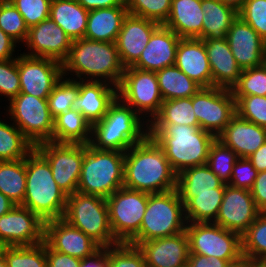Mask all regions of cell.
Returning <instances> with one entry per match:
<instances>
[{"label": "cell", "instance_id": "f1b7e54d", "mask_svg": "<svg viewBox=\"0 0 266 267\" xmlns=\"http://www.w3.org/2000/svg\"><path fill=\"white\" fill-rule=\"evenodd\" d=\"M127 15L126 6L89 10L84 38L115 43Z\"/></svg>", "mask_w": 266, "mask_h": 267}, {"label": "cell", "instance_id": "e575fe53", "mask_svg": "<svg viewBox=\"0 0 266 267\" xmlns=\"http://www.w3.org/2000/svg\"><path fill=\"white\" fill-rule=\"evenodd\" d=\"M225 183L207 164L183 170L177 175L178 193L215 192V188H225Z\"/></svg>", "mask_w": 266, "mask_h": 267}, {"label": "cell", "instance_id": "3957f363", "mask_svg": "<svg viewBox=\"0 0 266 267\" xmlns=\"http://www.w3.org/2000/svg\"><path fill=\"white\" fill-rule=\"evenodd\" d=\"M148 135L165 152L178 175L183 170L207 164L210 147L217 138L199 126L148 124Z\"/></svg>", "mask_w": 266, "mask_h": 267}, {"label": "cell", "instance_id": "5bb4252c", "mask_svg": "<svg viewBox=\"0 0 266 267\" xmlns=\"http://www.w3.org/2000/svg\"><path fill=\"white\" fill-rule=\"evenodd\" d=\"M192 105L199 127L216 137L236 115V100L228 88H201L192 96Z\"/></svg>", "mask_w": 266, "mask_h": 267}, {"label": "cell", "instance_id": "7402d4cb", "mask_svg": "<svg viewBox=\"0 0 266 267\" xmlns=\"http://www.w3.org/2000/svg\"><path fill=\"white\" fill-rule=\"evenodd\" d=\"M146 267H187L189 240L186 231L141 242Z\"/></svg>", "mask_w": 266, "mask_h": 267}, {"label": "cell", "instance_id": "a7ac6f4b", "mask_svg": "<svg viewBox=\"0 0 266 267\" xmlns=\"http://www.w3.org/2000/svg\"><path fill=\"white\" fill-rule=\"evenodd\" d=\"M264 65L266 66V53L264 55Z\"/></svg>", "mask_w": 266, "mask_h": 267}, {"label": "cell", "instance_id": "60d3db41", "mask_svg": "<svg viewBox=\"0 0 266 267\" xmlns=\"http://www.w3.org/2000/svg\"><path fill=\"white\" fill-rule=\"evenodd\" d=\"M78 93L79 80L62 77L47 98L51 116L55 118L59 114L73 109Z\"/></svg>", "mask_w": 266, "mask_h": 267}, {"label": "cell", "instance_id": "11a10c76", "mask_svg": "<svg viewBox=\"0 0 266 267\" xmlns=\"http://www.w3.org/2000/svg\"><path fill=\"white\" fill-rule=\"evenodd\" d=\"M232 264L223 259H219L215 256L206 257L201 254L189 253L187 267H231Z\"/></svg>", "mask_w": 266, "mask_h": 267}, {"label": "cell", "instance_id": "ba28073f", "mask_svg": "<svg viewBox=\"0 0 266 267\" xmlns=\"http://www.w3.org/2000/svg\"><path fill=\"white\" fill-rule=\"evenodd\" d=\"M63 219L102 248L118 244L110 227L107 202L103 197L79 192L68 195Z\"/></svg>", "mask_w": 266, "mask_h": 267}, {"label": "cell", "instance_id": "be15d7a7", "mask_svg": "<svg viewBox=\"0 0 266 267\" xmlns=\"http://www.w3.org/2000/svg\"><path fill=\"white\" fill-rule=\"evenodd\" d=\"M251 266L252 265L250 263L244 260L243 262L236 263L232 265L231 267H251Z\"/></svg>", "mask_w": 266, "mask_h": 267}, {"label": "cell", "instance_id": "4fadbf2b", "mask_svg": "<svg viewBox=\"0 0 266 267\" xmlns=\"http://www.w3.org/2000/svg\"><path fill=\"white\" fill-rule=\"evenodd\" d=\"M35 149L48 161L57 185L68 196L77 192L86 144L43 142Z\"/></svg>", "mask_w": 266, "mask_h": 267}, {"label": "cell", "instance_id": "484cf974", "mask_svg": "<svg viewBox=\"0 0 266 267\" xmlns=\"http://www.w3.org/2000/svg\"><path fill=\"white\" fill-rule=\"evenodd\" d=\"M217 139L233 150L239 158H248L265 143L266 128L244 120L236 114Z\"/></svg>", "mask_w": 266, "mask_h": 267}, {"label": "cell", "instance_id": "cb8c5ba5", "mask_svg": "<svg viewBox=\"0 0 266 267\" xmlns=\"http://www.w3.org/2000/svg\"><path fill=\"white\" fill-rule=\"evenodd\" d=\"M117 87L104 81H80L73 109L80 111L91 125L100 121L117 98Z\"/></svg>", "mask_w": 266, "mask_h": 267}, {"label": "cell", "instance_id": "e7e4bbea", "mask_svg": "<svg viewBox=\"0 0 266 267\" xmlns=\"http://www.w3.org/2000/svg\"><path fill=\"white\" fill-rule=\"evenodd\" d=\"M0 267H8L4 255L2 257H0Z\"/></svg>", "mask_w": 266, "mask_h": 267}, {"label": "cell", "instance_id": "5b68a950", "mask_svg": "<svg viewBox=\"0 0 266 267\" xmlns=\"http://www.w3.org/2000/svg\"><path fill=\"white\" fill-rule=\"evenodd\" d=\"M147 135V122L117 97L105 116L92 125L90 145L98 150L126 152Z\"/></svg>", "mask_w": 266, "mask_h": 267}, {"label": "cell", "instance_id": "d4e9b609", "mask_svg": "<svg viewBox=\"0 0 266 267\" xmlns=\"http://www.w3.org/2000/svg\"><path fill=\"white\" fill-rule=\"evenodd\" d=\"M175 65L202 88L212 87L211 67L203 39L181 38Z\"/></svg>", "mask_w": 266, "mask_h": 267}, {"label": "cell", "instance_id": "d6986e66", "mask_svg": "<svg viewBox=\"0 0 266 267\" xmlns=\"http://www.w3.org/2000/svg\"><path fill=\"white\" fill-rule=\"evenodd\" d=\"M23 47L31 57L51 58L62 63L68 56L72 40L50 17L31 26Z\"/></svg>", "mask_w": 266, "mask_h": 267}, {"label": "cell", "instance_id": "f6af8a7d", "mask_svg": "<svg viewBox=\"0 0 266 267\" xmlns=\"http://www.w3.org/2000/svg\"><path fill=\"white\" fill-rule=\"evenodd\" d=\"M0 28L19 45L26 41L28 26L21 13L10 2H0Z\"/></svg>", "mask_w": 266, "mask_h": 267}, {"label": "cell", "instance_id": "8d00e7d4", "mask_svg": "<svg viewBox=\"0 0 266 267\" xmlns=\"http://www.w3.org/2000/svg\"><path fill=\"white\" fill-rule=\"evenodd\" d=\"M34 149L13 122L0 119V161L25 159Z\"/></svg>", "mask_w": 266, "mask_h": 267}, {"label": "cell", "instance_id": "ffe728a7", "mask_svg": "<svg viewBox=\"0 0 266 267\" xmlns=\"http://www.w3.org/2000/svg\"><path fill=\"white\" fill-rule=\"evenodd\" d=\"M226 39L238 66L242 70L264 64L266 42L239 16L232 22L227 31Z\"/></svg>", "mask_w": 266, "mask_h": 267}, {"label": "cell", "instance_id": "9f6ffc18", "mask_svg": "<svg viewBox=\"0 0 266 267\" xmlns=\"http://www.w3.org/2000/svg\"><path fill=\"white\" fill-rule=\"evenodd\" d=\"M17 45L18 43L0 28V61L17 58L15 53Z\"/></svg>", "mask_w": 266, "mask_h": 267}, {"label": "cell", "instance_id": "83f0119b", "mask_svg": "<svg viewBox=\"0 0 266 267\" xmlns=\"http://www.w3.org/2000/svg\"><path fill=\"white\" fill-rule=\"evenodd\" d=\"M203 17L201 0H172L169 17L163 25L180 38L202 39Z\"/></svg>", "mask_w": 266, "mask_h": 267}, {"label": "cell", "instance_id": "4316f807", "mask_svg": "<svg viewBox=\"0 0 266 267\" xmlns=\"http://www.w3.org/2000/svg\"><path fill=\"white\" fill-rule=\"evenodd\" d=\"M211 67L212 87L232 89L242 69L238 66L226 38L203 39Z\"/></svg>", "mask_w": 266, "mask_h": 267}, {"label": "cell", "instance_id": "f546056e", "mask_svg": "<svg viewBox=\"0 0 266 267\" xmlns=\"http://www.w3.org/2000/svg\"><path fill=\"white\" fill-rule=\"evenodd\" d=\"M88 13L89 10L80 5L77 0H52L49 17L73 41L84 38Z\"/></svg>", "mask_w": 266, "mask_h": 267}, {"label": "cell", "instance_id": "681fc988", "mask_svg": "<svg viewBox=\"0 0 266 267\" xmlns=\"http://www.w3.org/2000/svg\"><path fill=\"white\" fill-rule=\"evenodd\" d=\"M20 93V76L17 58L0 61V96L10 102Z\"/></svg>", "mask_w": 266, "mask_h": 267}, {"label": "cell", "instance_id": "8992f818", "mask_svg": "<svg viewBox=\"0 0 266 267\" xmlns=\"http://www.w3.org/2000/svg\"><path fill=\"white\" fill-rule=\"evenodd\" d=\"M125 152L95 149L86 144L77 192L107 199L123 187Z\"/></svg>", "mask_w": 266, "mask_h": 267}, {"label": "cell", "instance_id": "680465c9", "mask_svg": "<svg viewBox=\"0 0 266 267\" xmlns=\"http://www.w3.org/2000/svg\"><path fill=\"white\" fill-rule=\"evenodd\" d=\"M80 267H107V252L101 248L93 256L81 260Z\"/></svg>", "mask_w": 266, "mask_h": 267}, {"label": "cell", "instance_id": "c3c4849f", "mask_svg": "<svg viewBox=\"0 0 266 267\" xmlns=\"http://www.w3.org/2000/svg\"><path fill=\"white\" fill-rule=\"evenodd\" d=\"M238 16L266 42V0H247Z\"/></svg>", "mask_w": 266, "mask_h": 267}, {"label": "cell", "instance_id": "003e7915", "mask_svg": "<svg viewBox=\"0 0 266 267\" xmlns=\"http://www.w3.org/2000/svg\"><path fill=\"white\" fill-rule=\"evenodd\" d=\"M257 267H266V261L256 265Z\"/></svg>", "mask_w": 266, "mask_h": 267}, {"label": "cell", "instance_id": "7c38bea8", "mask_svg": "<svg viewBox=\"0 0 266 267\" xmlns=\"http://www.w3.org/2000/svg\"><path fill=\"white\" fill-rule=\"evenodd\" d=\"M109 223L118 243H129L141 227L148 193L121 187L106 199Z\"/></svg>", "mask_w": 266, "mask_h": 267}, {"label": "cell", "instance_id": "9c48e42d", "mask_svg": "<svg viewBox=\"0 0 266 267\" xmlns=\"http://www.w3.org/2000/svg\"><path fill=\"white\" fill-rule=\"evenodd\" d=\"M189 253L227 260L232 265L243 262L241 235L213 222L187 223Z\"/></svg>", "mask_w": 266, "mask_h": 267}, {"label": "cell", "instance_id": "603a6c76", "mask_svg": "<svg viewBox=\"0 0 266 267\" xmlns=\"http://www.w3.org/2000/svg\"><path fill=\"white\" fill-rule=\"evenodd\" d=\"M180 37L161 24L151 35L139 60L132 66L145 71H158L175 65Z\"/></svg>", "mask_w": 266, "mask_h": 267}, {"label": "cell", "instance_id": "f35d334b", "mask_svg": "<svg viewBox=\"0 0 266 267\" xmlns=\"http://www.w3.org/2000/svg\"><path fill=\"white\" fill-rule=\"evenodd\" d=\"M149 124L199 126L192 105V97L163 101L159 113Z\"/></svg>", "mask_w": 266, "mask_h": 267}, {"label": "cell", "instance_id": "ee69618b", "mask_svg": "<svg viewBox=\"0 0 266 267\" xmlns=\"http://www.w3.org/2000/svg\"><path fill=\"white\" fill-rule=\"evenodd\" d=\"M172 0H125L128 13L164 24L169 17Z\"/></svg>", "mask_w": 266, "mask_h": 267}, {"label": "cell", "instance_id": "d590c367", "mask_svg": "<svg viewBox=\"0 0 266 267\" xmlns=\"http://www.w3.org/2000/svg\"><path fill=\"white\" fill-rule=\"evenodd\" d=\"M0 192L21 205L26 192L25 159L0 161Z\"/></svg>", "mask_w": 266, "mask_h": 267}, {"label": "cell", "instance_id": "6da1fadb", "mask_svg": "<svg viewBox=\"0 0 266 267\" xmlns=\"http://www.w3.org/2000/svg\"><path fill=\"white\" fill-rule=\"evenodd\" d=\"M123 186L149 194L176 189L177 174L151 136L147 135L125 152Z\"/></svg>", "mask_w": 266, "mask_h": 267}, {"label": "cell", "instance_id": "db71d44e", "mask_svg": "<svg viewBox=\"0 0 266 267\" xmlns=\"http://www.w3.org/2000/svg\"><path fill=\"white\" fill-rule=\"evenodd\" d=\"M251 194L260 212H266V171L258 172Z\"/></svg>", "mask_w": 266, "mask_h": 267}, {"label": "cell", "instance_id": "74e56055", "mask_svg": "<svg viewBox=\"0 0 266 267\" xmlns=\"http://www.w3.org/2000/svg\"><path fill=\"white\" fill-rule=\"evenodd\" d=\"M242 254L245 261L258 265L266 261V212H260L256 220L241 235Z\"/></svg>", "mask_w": 266, "mask_h": 267}, {"label": "cell", "instance_id": "816d5d0a", "mask_svg": "<svg viewBox=\"0 0 266 267\" xmlns=\"http://www.w3.org/2000/svg\"><path fill=\"white\" fill-rule=\"evenodd\" d=\"M257 174L258 171L248 158H239L233 166L232 176L228 184L236 188L251 190Z\"/></svg>", "mask_w": 266, "mask_h": 267}, {"label": "cell", "instance_id": "44dd1931", "mask_svg": "<svg viewBox=\"0 0 266 267\" xmlns=\"http://www.w3.org/2000/svg\"><path fill=\"white\" fill-rule=\"evenodd\" d=\"M160 25L156 21L128 13L115 42L125 68L132 67L139 60L152 33Z\"/></svg>", "mask_w": 266, "mask_h": 267}, {"label": "cell", "instance_id": "6f0895ef", "mask_svg": "<svg viewBox=\"0 0 266 267\" xmlns=\"http://www.w3.org/2000/svg\"><path fill=\"white\" fill-rule=\"evenodd\" d=\"M86 10L126 6L125 0H77Z\"/></svg>", "mask_w": 266, "mask_h": 267}, {"label": "cell", "instance_id": "277c9868", "mask_svg": "<svg viewBox=\"0 0 266 267\" xmlns=\"http://www.w3.org/2000/svg\"><path fill=\"white\" fill-rule=\"evenodd\" d=\"M26 192L22 206L43 222L63 218L67 195L55 182L50 164L34 149L26 158Z\"/></svg>", "mask_w": 266, "mask_h": 267}, {"label": "cell", "instance_id": "91938a15", "mask_svg": "<svg viewBox=\"0 0 266 267\" xmlns=\"http://www.w3.org/2000/svg\"><path fill=\"white\" fill-rule=\"evenodd\" d=\"M248 159L258 172L266 171V141Z\"/></svg>", "mask_w": 266, "mask_h": 267}, {"label": "cell", "instance_id": "4dcf8cb0", "mask_svg": "<svg viewBox=\"0 0 266 267\" xmlns=\"http://www.w3.org/2000/svg\"><path fill=\"white\" fill-rule=\"evenodd\" d=\"M224 191L225 188H215V192L179 193L187 223L214 222Z\"/></svg>", "mask_w": 266, "mask_h": 267}, {"label": "cell", "instance_id": "6125c7cd", "mask_svg": "<svg viewBox=\"0 0 266 267\" xmlns=\"http://www.w3.org/2000/svg\"><path fill=\"white\" fill-rule=\"evenodd\" d=\"M218 1L226 6L233 8L236 12H239L247 0H218Z\"/></svg>", "mask_w": 266, "mask_h": 267}, {"label": "cell", "instance_id": "7a4b0ae2", "mask_svg": "<svg viewBox=\"0 0 266 267\" xmlns=\"http://www.w3.org/2000/svg\"><path fill=\"white\" fill-rule=\"evenodd\" d=\"M62 70L63 77L68 75L66 78L69 79L104 81L118 87L125 67L116 43L81 38L72 41L68 56L62 62Z\"/></svg>", "mask_w": 266, "mask_h": 267}, {"label": "cell", "instance_id": "ac0fdd59", "mask_svg": "<svg viewBox=\"0 0 266 267\" xmlns=\"http://www.w3.org/2000/svg\"><path fill=\"white\" fill-rule=\"evenodd\" d=\"M44 242L56 252L81 260L93 256L102 248L91 237L63 218L44 222Z\"/></svg>", "mask_w": 266, "mask_h": 267}, {"label": "cell", "instance_id": "94428289", "mask_svg": "<svg viewBox=\"0 0 266 267\" xmlns=\"http://www.w3.org/2000/svg\"><path fill=\"white\" fill-rule=\"evenodd\" d=\"M16 204L0 192V216L5 215Z\"/></svg>", "mask_w": 266, "mask_h": 267}, {"label": "cell", "instance_id": "03108f58", "mask_svg": "<svg viewBox=\"0 0 266 267\" xmlns=\"http://www.w3.org/2000/svg\"><path fill=\"white\" fill-rule=\"evenodd\" d=\"M6 248V245L0 241V257L3 256L4 249Z\"/></svg>", "mask_w": 266, "mask_h": 267}, {"label": "cell", "instance_id": "836d02e7", "mask_svg": "<svg viewBox=\"0 0 266 267\" xmlns=\"http://www.w3.org/2000/svg\"><path fill=\"white\" fill-rule=\"evenodd\" d=\"M159 90L164 101L192 97L202 87L176 65L156 71Z\"/></svg>", "mask_w": 266, "mask_h": 267}, {"label": "cell", "instance_id": "7dc6e473", "mask_svg": "<svg viewBox=\"0 0 266 267\" xmlns=\"http://www.w3.org/2000/svg\"><path fill=\"white\" fill-rule=\"evenodd\" d=\"M234 99L239 117L266 128V96H234Z\"/></svg>", "mask_w": 266, "mask_h": 267}, {"label": "cell", "instance_id": "e0dca14e", "mask_svg": "<svg viewBox=\"0 0 266 267\" xmlns=\"http://www.w3.org/2000/svg\"><path fill=\"white\" fill-rule=\"evenodd\" d=\"M259 213L250 190L226 184L219 212L213 223L242 235Z\"/></svg>", "mask_w": 266, "mask_h": 267}, {"label": "cell", "instance_id": "9a60e30c", "mask_svg": "<svg viewBox=\"0 0 266 267\" xmlns=\"http://www.w3.org/2000/svg\"><path fill=\"white\" fill-rule=\"evenodd\" d=\"M20 93L48 98L63 77L62 63L51 58L18 55Z\"/></svg>", "mask_w": 266, "mask_h": 267}, {"label": "cell", "instance_id": "52a82bcc", "mask_svg": "<svg viewBox=\"0 0 266 267\" xmlns=\"http://www.w3.org/2000/svg\"><path fill=\"white\" fill-rule=\"evenodd\" d=\"M184 204L177 189L164 193H148L147 208L139 233L129 242H141L172 236L186 230Z\"/></svg>", "mask_w": 266, "mask_h": 267}, {"label": "cell", "instance_id": "30bf717a", "mask_svg": "<svg viewBox=\"0 0 266 267\" xmlns=\"http://www.w3.org/2000/svg\"><path fill=\"white\" fill-rule=\"evenodd\" d=\"M118 98L131 106L149 124L159 113L164 101L156 72L135 67L125 68L117 87Z\"/></svg>", "mask_w": 266, "mask_h": 267}, {"label": "cell", "instance_id": "b9f144b4", "mask_svg": "<svg viewBox=\"0 0 266 267\" xmlns=\"http://www.w3.org/2000/svg\"><path fill=\"white\" fill-rule=\"evenodd\" d=\"M238 159L239 156L233 150L216 138L210 147L207 165L222 182L228 184Z\"/></svg>", "mask_w": 266, "mask_h": 267}, {"label": "cell", "instance_id": "8fae6325", "mask_svg": "<svg viewBox=\"0 0 266 267\" xmlns=\"http://www.w3.org/2000/svg\"><path fill=\"white\" fill-rule=\"evenodd\" d=\"M7 106V116L34 145L52 141L54 118L47 98L19 93Z\"/></svg>", "mask_w": 266, "mask_h": 267}, {"label": "cell", "instance_id": "2e32d148", "mask_svg": "<svg viewBox=\"0 0 266 267\" xmlns=\"http://www.w3.org/2000/svg\"><path fill=\"white\" fill-rule=\"evenodd\" d=\"M0 241L6 246H31L44 241V222L31 210L15 205L0 216Z\"/></svg>", "mask_w": 266, "mask_h": 267}, {"label": "cell", "instance_id": "7bdbcfd3", "mask_svg": "<svg viewBox=\"0 0 266 267\" xmlns=\"http://www.w3.org/2000/svg\"><path fill=\"white\" fill-rule=\"evenodd\" d=\"M231 90L233 96H266V66L263 64L242 70Z\"/></svg>", "mask_w": 266, "mask_h": 267}, {"label": "cell", "instance_id": "1f68e13d", "mask_svg": "<svg viewBox=\"0 0 266 267\" xmlns=\"http://www.w3.org/2000/svg\"><path fill=\"white\" fill-rule=\"evenodd\" d=\"M92 125L76 110L70 109L54 118L52 142L90 144Z\"/></svg>", "mask_w": 266, "mask_h": 267}, {"label": "cell", "instance_id": "f907efd6", "mask_svg": "<svg viewBox=\"0 0 266 267\" xmlns=\"http://www.w3.org/2000/svg\"><path fill=\"white\" fill-rule=\"evenodd\" d=\"M51 1L52 0H10L21 13L28 28L49 18Z\"/></svg>", "mask_w": 266, "mask_h": 267}, {"label": "cell", "instance_id": "d6a6232c", "mask_svg": "<svg viewBox=\"0 0 266 267\" xmlns=\"http://www.w3.org/2000/svg\"><path fill=\"white\" fill-rule=\"evenodd\" d=\"M201 8L204 12L202 39L226 38L238 12L218 0H201Z\"/></svg>", "mask_w": 266, "mask_h": 267}, {"label": "cell", "instance_id": "ab89813d", "mask_svg": "<svg viewBox=\"0 0 266 267\" xmlns=\"http://www.w3.org/2000/svg\"><path fill=\"white\" fill-rule=\"evenodd\" d=\"M3 255L8 267H47L44 241L31 246H6Z\"/></svg>", "mask_w": 266, "mask_h": 267}, {"label": "cell", "instance_id": "f5cc1de1", "mask_svg": "<svg viewBox=\"0 0 266 267\" xmlns=\"http://www.w3.org/2000/svg\"><path fill=\"white\" fill-rule=\"evenodd\" d=\"M47 267H80L81 259L52 250L46 244Z\"/></svg>", "mask_w": 266, "mask_h": 267}, {"label": "cell", "instance_id": "bcb514c9", "mask_svg": "<svg viewBox=\"0 0 266 267\" xmlns=\"http://www.w3.org/2000/svg\"><path fill=\"white\" fill-rule=\"evenodd\" d=\"M107 267H146L145 258L138 246L118 243L105 247Z\"/></svg>", "mask_w": 266, "mask_h": 267}]
</instances>
